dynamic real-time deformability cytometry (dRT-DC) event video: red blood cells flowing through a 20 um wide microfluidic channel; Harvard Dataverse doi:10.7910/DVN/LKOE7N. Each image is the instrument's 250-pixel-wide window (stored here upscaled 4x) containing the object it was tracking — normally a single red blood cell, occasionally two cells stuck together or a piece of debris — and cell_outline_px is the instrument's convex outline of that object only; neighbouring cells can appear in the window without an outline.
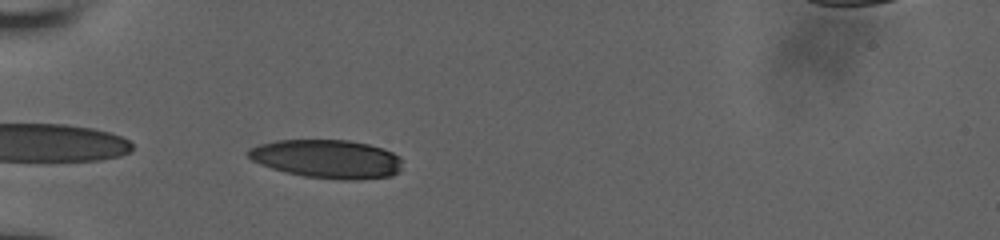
{"species": "human", "species_latin": "Homo sapiens", "temperature_condition": "room temperature", "stored_images_in_passage": 64, "camera_frame_rate_fps": 3000, "um_per_image_px": 0.085, "donor": {"sex": "male"}, "frame": {"image": 1, "passage_image": 2, "time_ms": 0.333, "image_size_px": [1000, 240], "cell_outline_px": [[400, 172], [392, 176], [360, 180], [340, 180], [304, 176], [284, 172], [260, 164], [252, 160], [244, 152], [248, 148], [260, 144], [276, 140], [348, 140], [368, 144], [384, 148], [400, 156]], "centroid_in_image_um": [27.8, 13.51], "position_along_channel_um": 57.2, "area_um2": 34.97}}
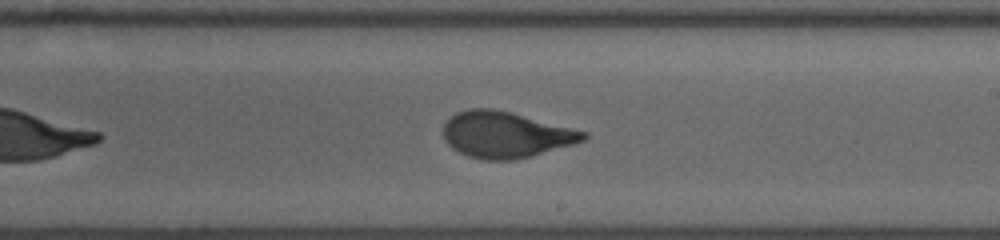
{"frame": {"image": 2, "passage_image": 30, "time_ms": 5.667, "image_size_px": [1000, 240], "cell_outline_px": [[588, 136], [584, 140], [572, 144], [516, 160], [484, 160], [468, 156], [452, 148], [444, 140], [444, 124], [456, 112], [468, 108], [492, 108], [588, 132]], "centroid_in_image_um": [42.94, 11.45], "position_along_channel_um": 246.1, "area_um2": 37.22}}
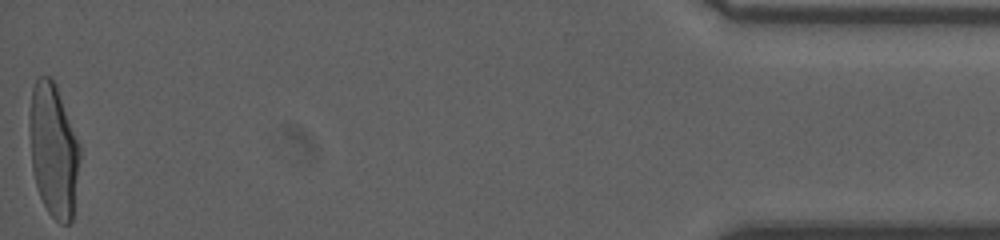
{"frame": {"image": 3, "passage_image": 63, "time_ms": 12.667, "image_size_px": [1000, 240], "cell_outline_px": [[80, 156], [72, 220], [68, 224], [60, 224], [48, 212], [40, 196], [36, 184], [32, 168], [28, 128], [28, 112], [32, 88], [36, 76], [48, 76], [56, 84], [80, 144]], "centroid_in_image_um": [4.52, 12.72], "position_along_channel_um": 430.7, "area_um2": 39.54}, "authors_computed_cell_mechanics": {"area_um2": 37.8301, "velocity_mm_per_s": 3.8366, "shape_relaxation_time_tau1_ms": 4.3032, "shape_relaxation_time_tau2_ms": 0.6592, "deformation_change_tau1": 0.1965, "deformation_change_tau2": 0.0662}}